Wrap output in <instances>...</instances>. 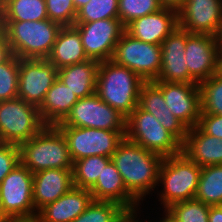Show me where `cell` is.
Returning a JSON list of instances; mask_svg holds the SVG:
<instances>
[{
  "label": "cell",
  "instance_id": "1",
  "mask_svg": "<svg viewBox=\"0 0 222 222\" xmlns=\"http://www.w3.org/2000/svg\"><path fill=\"white\" fill-rule=\"evenodd\" d=\"M163 157L146 150L128 139L118 145L111 157L127 191L141 204L155 188L158 189V177ZM157 186V187H156Z\"/></svg>",
  "mask_w": 222,
  "mask_h": 222
},
{
  "label": "cell",
  "instance_id": "2",
  "mask_svg": "<svg viewBox=\"0 0 222 222\" xmlns=\"http://www.w3.org/2000/svg\"><path fill=\"white\" fill-rule=\"evenodd\" d=\"M145 81L134 71L112 60L99 62L96 94L126 118L138 106L140 89Z\"/></svg>",
  "mask_w": 222,
  "mask_h": 222
},
{
  "label": "cell",
  "instance_id": "3",
  "mask_svg": "<svg viewBox=\"0 0 222 222\" xmlns=\"http://www.w3.org/2000/svg\"><path fill=\"white\" fill-rule=\"evenodd\" d=\"M20 163L33 174L45 169L72 170L66 138L56 125H45L19 146Z\"/></svg>",
  "mask_w": 222,
  "mask_h": 222
},
{
  "label": "cell",
  "instance_id": "4",
  "mask_svg": "<svg viewBox=\"0 0 222 222\" xmlns=\"http://www.w3.org/2000/svg\"><path fill=\"white\" fill-rule=\"evenodd\" d=\"M61 27L50 19L4 21L5 37L19 59H47Z\"/></svg>",
  "mask_w": 222,
  "mask_h": 222
},
{
  "label": "cell",
  "instance_id": "5",
  "mask_svg": "<svg viewBox=\"0 0 222 222\" xmlns=\"http://www.w3.org/2000/svg\"><path fill=\"white\" fill-rule=\"evenodd\" d=\"M201 170L182 152L163 159L158 177V186L161 184L163 189L157 195L164 211L177 202L195 198Z\"/></svg>",
  "mask_w": 222,
  "mask_h": 222
},
{
  "label": "cell",
  "instance_id": "6",
  "mask_svg": "<svg viewBox=\"0 0 222 222\" xmlns=\"http://www.w3.org/2000/svg\"><path fill=\"white\" fill-rule=\"evenodd\" d=\"M125 138L163 158L182 152V144L158 122L154 115L138 106L126 118Z\"/></svg>",
  "mask_w": 222,
  "mask_h": 222
},
{
  "label": "cell",
  "instance_id": "7",
  "mask_svg": "<svg viewBox=\"0 0 222 222\" xmlns=\"http://www.w3.org/2000/svg\"><path fill=\"white\" fill-rule=\"evenodd\" d=\"M39 108L20 98L0 101V141L19 146L43 127Z\"/></svg>",
  "mask_w": 222,
  "mask_h": 222
},
{
  "label": "cell",
  "instance_id": "8",
  "mask_svg": "<svg viewBox=\"0 0 222 222\" xmlns=\"http://www.w3.org/2000/svg\"><path fill=\"white\" fill-rule=\"evenodd\" d=\"M111 60L134 71L144 81H154L162 65L161 45L137 40L124 32L115 46Z\"/></svg>",
  "mask_w": 222,
  "mask_h": 222
},
{
  "label": "cell",
  "instance_id": "9",
  "mask_svg": "<svg viewBox=\"0 0 222 222\" xmlns=\"http://www.w3.org/2000/svg\"><path fill=\"white\" fill-rule=\"evenodd\" d=\"M66 138L71 158L74 161L90 156L111 158L124 140L126 131L74 126H57Z\"/></svg>",
  "mask_w": 222,
  "mask_h": 222
},
{
  "label": "cell",
  "instance_id": "10",
  "mask_svg": "<svg viewBox=\"0 0 222 222\" xmlns=\"http://www.w3.org/2000/svg\"><path fill=\"white\" fill-rule=\"evenodd\" d=\"M56 126L126 131V117L94 93L79 99L67 117Z\"/></svg>",
  "mask_w": 222,
  "mask_h": 222
},
{
  "label": "cell",
  "instance_id": "11",
  "mask_svg": "<svg viewBox=\"0 0 222 222\" xmlns=\"http://www.w3.org/2000/svg\"><path fill=\"white\" fill-rule=\"evenodd\" d=\"M0 204L8 218L33 217V173L21 163L0 183Z\"/></svg>",
  "mask_w": 222,
  "mask_h": 222
},
{
  "label": "cell",
  "instance_id": "12",
  "mask_svg": "<svg viewBox=\"0 0 222 222\" xmlns=\"http://www.w3.org/2000/svg\"><path fill=\"white\" fill-rule=\"evenodd\" d=\"M57 77L58 69L47 59H19L17 98L39 108Z\"/></svg>",
  "mask_w": 222,
  "mask_h": 222
},
{
  "label": "cell",
  "instance_id": "13",
  "mask_svg": "<svg viewBox=\"0 0 222 222\" xmlns=\"http://www.w3.org/2000/svg\"><path fill=\"white\" fill-rule=\"evenodd\" d=\"M82 39L85 54L96 61L111 60L125 26L119 19H103L73 25Z\"/></svg>",
  "mask_w": 222,
  "mask_h": 222
},
{
  "label": "cell",
  "instance_id": "14",
  "mask_svg": "<svg viewBox=\"0 0 222 222\" xmlns=\"http://www.w3.org/2000/svg\"><path fill=\"white\" fill-rule=\"evenodd\" d=\"M178 24L190 33L222 36V0H186L177 10Z\"/></svg>",
  "mask_w": 222,
  "mask_h": 222
},
{
  "label": "cell",
  "instance_id": "15",
  "mask_svg": "<svg viewBox=\"0 0 222 222\" xmlns=\"http://www.w3.org/2000/svg\"><path fill=\"white\" fill-rule=\"evenodd\" d=\"M220 43L219 37L188 32L184 54L189 70V83L199 84L216 73Z\"/></svg>",
  "mask_w": 222,
  "mask_h": 222
},
{
  "label": "cell",
  "instance_id": "16",
  "mask_svg": "<svg viewBox=\"0 0 222 222\" xmlns=\"http://www.w3.org/2000/svg\"><path fill=\"white\" fill-rule=\"evenodd\" d=\"M167 107L188 129L198 125L201 115L199 84L153 81Z\"/></svg>",
  "mask_w": 222,
  "mask_h": 222
},
{
  "label": "cell",
  "instance_id": "17",
  "mask_svg": "<svg viewBox=\"0 0 222 222\" xmlns=\"http://www.w3.org/2000/svg\"><path fill=\"white\" fill-rule=\"evenodd\" d=\"M187 38L188 31L178 26L161 43L162 65L154 81L189 83L184 54Z\"/></svg>",
  "mask_w": 222,
  "mask_h": 222
},
{
  "label": "cell",
  "instance_id": "18",
  "mask_svg": "<svg viewBox=\"0 0 222 222\" xmlns=\"http://www.w3.org/2000/svg\"><path fill=\"white\" fill-rule=\"evenodd\" d=\"M178 26L177 10L163 7L155 13L134 19L125 26V32L137 40L161 45Z\"/></svg>",
  "mask_w": 222,
  "mask_h": 222
},
{
  "label": "cell",
  "instance_id": "19",
  "mask_svg": "<svg viewBox=\"0 0 222 222\" xmlns=\"http://www.w3.org/2000/svg\"><path fill=\"white\" fill-rule=\"evenodd\" d=\"M138 107L154 115L181 144L185 142L188 128L167 107L162 90L153 81L143 83L139 93Z\"/></svg>",
  "mask_w": 222,
  "mask_h": 222
},
{
  "label": "cell",
  "instance_id": "20",
  "mask_svg": "<svg viewBox=\"0 0 222 222\" xmlns=\"http://www.w3.org/2000/svg\"><path fill=\"white\" fill-rule=\"evenodd\" d=\"M73 185L72 170L45 169L33 174V204L38 213L68 192Z\"/></svg>",
  "mask_w": 222,
  "mask_h": 222
},
{
  "label": "cell",
  "instance_id": "21",
  "mask_svg": "<svg viewBox=\"0 0 222 222\" xmlns=\"http://www.w3.org/2000/svg\"><path fill=\"white\" fill-rule=\"evenodd\" d=\"M93 200L89 190L72 187L59 199L43 207L37 216L41 222H72L89 207Z\"/></svg>",
  "mask_w": 222,
  "mask_h": 222
},
{
  "label": "cell",
  "instance_id": "22",
  "mask_svg": "<svg viewBox=\"0 0 222 222\" xmlns=\"http://www.w3.org/2000/svg\"><path fill=\"white\" fill-rule=\"evenodd\" d=\"M182 153L200 167L222 164V139L205 134L198 126L189 128Z\"/></svg>",
  "mask_w": 222,
  "mask_h": 222
},
{
  "label": "cell",
  "instance_id": "23",
  "mask_svg": "<svg viewBox=\"0 0 222 222\" xmlns=\"http://www.w3.org/2000/svg\"><path fill=\"white\" fill-rule=\"evenodd\" d=\"M89 191L94 200L114 201L126 209H135L141 205L127 191L123 178L112 160L107 163L96 184Z\"/></svg>",
  "mask_w": 222,
  "mask_h": 222
},
{
  "label": "cell",
  "instance_id": "24",
  "mask_svg": "<svg viewBox=\"0 0 222 222\" xmlns=\"http://www.w3.org/2000/svg\"><path fill=\"white\" fill-rule=\"evenodd\" d=\"M88 59L79 31L74 26H62L47 60L60 69Z\"/></svg>",
  "mask_w": 222,
  "mask_h": 222
},
{
  "label": "cell",
  "instance_id": "25",
  "mask_svg": "<svg viewBox=\"0 0 222 222\" xmlns=\"http://www.w3.org/2000/svg\"><path fill=\"white\" fill-rule=\"evenodd\" d=\"M78 100L76 94L57 78L39 107L41 120L45 125L61 123Z\"/></svg>",
  "mask_w": 222,
  "mask_h": 222
},
{
  "label": "cell",
  "instance_id": "26",
  "mask_svg": "<svg viewBox=\"0 0 222 222\" xmlns=\"http://www.w3.org/2000/svg\"><path fill=\"white\" fill-rule=\"evenodd\" d=\"M99 61L88 59L58 69V79L76 94L78 99L96 92Z\"/></svg>",
  "mask_w": 222,
  "mask_h": 222
},
{
  "label": "cell",
  "instance_id": "27",
  "mask_svg": "<svg viewBox=\"0 0 222 222\" xmlns=\"http://www.w3.org/2000/svg\"><path fill=\"white\" fill-rule=\"evenodd\" d=\"M195 199L209 206L222 205V164L202 167Z\"/></svg>",
  "mask_w": 222,
  "mask_h": 222
},
{
  "label": "cell",
  "instance_id": "28",
  "mask_svg": "<svg viewBox=\"0 0 222 222\" xmlns=\"http://www.w3.org/2000/svg\"><path fill=\"white\" fill-rule=\"evenodd\" d=\"M48 19L45 0H4V21Z\"/></svg>",
  "mask_w": 222,
  "mask_h": 222
},
{
  "label": "cell",
  "instance_id": "29",
  "mask_svg": "<svg viewBox=\"0 0 222 222\" xmlns=\"http://www.w3.org/2000/svg\"><path fill=\"white\" fill-rule=\"evenodd\" d=\"M110 160L109 157L90 156L74 161L72 168L74 187L90 190Z\"/></svg>",
  "mask_w": 222,
  "mask_h": 222
},
{
  "label": "cell",
  "instance_id": "30",
  "mask_svg": "<svg viewBox=\"0 0 222 222\" xmlns=\"http://www.w3.org/2000/svg\"><path fill=\"white\" fill-rule=\"evenodd\" d=\"M127 209L114 201L93 200L72 222H120Z\"/></svg>",
  "mask_w": 222,
  "mask_h": 222
},
{
  "label": "cell",
  "instance_id": "31",
  "mask_svg": "<svg viewBox=\"0 0 222 222\" xmlns=\"http://www.w3.org/2000/svg\"><path fill=\"white\" fill-rule=\"evenodd\" d=\"M210 206L197 199L177 202L164 213L173 222H208Z\"/></svg>",
  "mask_w": 222,
  "mask_h": 222
},
{
  "label": "cell",
  "instance_id": "32",
  "mask_svg": "<svg viewBox=\"0 0 222 222\" xmlns=\"http://www.w3.org/2000/svg\"><path fill=\"white\" fill-rule=\"evenodd\" d=\"M201 113L222 115V77L214 74L199 83Z\"/></svg>",
  "mask_w": 222,
  "mask_h": 222
},
{
  "label": "cell",
  "instance_id": "33",
  "mask_svg": "<svg viewBox=\"0 0 222 222\" xmlns=\"http://www.w3.org/2000/svg\"><path fill=\"white\" fill-rule=\"evenodd\" d=\"M119 19L118 0H90L77 11L75 23Z\"/></svg>",
  "mask_w": 222,
  "mask_h": 222
},
{
  "label": "cell",
  "instance_id": "34",
  "mask_svg": "<svg viewBox=\"0 0 222 222\" xmlns=\"http://www.w3.org/2000/svg\"><path fill=\"white\" fill-rule=\"evenodd\" d=\"M163 6L159 0H118V15L126 26L136 18L155 13Z\"/></svg>",
  "mask_w": 222,
  "mask_h": 222
},
{
  "label": "cell",
  "instance_id": "35",
  "mask_svg": "<svg viewBox=\"0 0 222 222\" xmlns=\"http://www.w3.org/2000/svg\"><path fill=\"white\" fill-rule=\"evenodd\" d=\"M19 58L13 55L0 64V101L12 100L18 96Z\"/></svg>",
  "mask_w": 222,
  "mask_h": 222
},
{
  "label": "cell",
  "instance_id": "36",
  "mask_svg": "<svg viewBox=\"0 0 222 222\" xmlns=\"http://www.w3.org/2000/svg\"><path fill=\"white\" fill-rule=\"evenodd\" d=\"M48 19L61 26H73L77 11L73 0H45Z\"/></svg>",
  "mask_w": 222,
  "mask_h": 222
},
{
  "label": "cell",
  "instance_id": "37",
  "mask_svg": "<svg viewBox=\"0 0 222 222\" xmlns=\"http://www.w3.org/2000/svg\"><path fill=\"white\" fill-rule=\"evenodd\" d=\"M20 163L19 147L0 143V183Z\"/></svg>",
  "mask_w": 222,
  "mask_h": 222
},
{
  "label": "cell",
  "instance_id": "38",
  "mask_svg": "<svg viewBox=\"0 0 222 222\" xmlns=\"http://www.w3.org/2000/svg\"><path fill=\"white\" fill-rule=\"evenodd\" d=\"M197 126L205 134L222 139V115L201 113Z\"/></svg>",
  "mask_w": 222,
  "mask_h": 222
},
{
  "label": "cell",
  "instance_id": "39",
  "mask_svg": "<svg viewBox=\"0 0 222 222\" xmlns=\"http://www.w3.org/2000/svg\"><path fill=\"white\" fill-rule=\"evenodd\" d=\"M12 56L11 47L5 37V30L0 28V64L8 61Z\"/></svg>",
  "mask_w": 222,
  "mask_h": 222
},
{
  "label": "cell",
  "instance_id": "40",
  "mask_svg": "<svg viewBox=\"0 0 222 222\" xmlns=\"http://www.w3.org/2000/svg\"><path fill=\"white\" fill-rule=\"evenodd\" d=\"M141 207L139 208H135V209H127L121 219H120V222H142L143 220L141 219V221H139V218L138 217V214L139 213V210H140ZM138 213V214H137ZM137 218V219H136ZM153 220H147V221H143V222H152ZM154 222V221H153ZM155 222H160L159 220L158 221H155Z\"/></svg>",
  "mask_w": 222,
  "mask_h": 222
},
{
  "label": "cell",
  "instance_id": "41",
  "mask_svg": "<svg viewBox=\"0 0 222 222\" xmlns=\"http://www.w3.org/2000/svg\"><path fill=\"white\" fill-rule=\"evenodd\" d=\"M208 222H222V205L210 206Z\"/></svg>",
  "mask_w": 222,
  "mask_h": 222
},
{
  "label": "cell",
  "instance_id": "42",
  "mask_svg": "<svg viewBox=\"0 0 222 222\" xmlns=\"http://www.w3.org/2000/svg\"><path fill=\"white\" fill-rule=\"evenodd\" d=\"M186 0H159L163 7L178 10Z\"/></svg>",
  "mask_w": 222,
  "mask_h": 222
},
{
  "label": "cell",
  "instance_id": "43",
  "mask_svg": "<svg viewBox=\"0 0 222 222\" xmlns=\"http://www.w3.org/2000/svg\"><path fill=\"white\" fill-rule=\"evenodd\" d=\"M216 75L222 77V42L217 51Z\"/></svg>",
  "mask_w": 222,
  "mask_h": 222
},
{
  "label": "cell",
  "instance_id": "44",
  "mask_svg": "<svg viewBox=\"0 0 222 222\" xmlns=\"http://www.w3.org/2000/svg\"><path fill=\"white\" fill-rule=\"evenodd\" d=\"M7 222H41V220L36 215L33 217L9 218Z\"/></svg>",
  "mask_w": 222,
  "mask_h": 222
},
{
  "label": "cell",
  "instance_id": "45",
  "mask_svg": "<svg viewBox=\"0 0 222 222\" xmlns=\"http://www.w3.org/2000/svg\"><path fill=\"white\" fill-rule=\"evenodd\" d=\"M0 28H4V0H0Z\"/></svg>",
  "mask_w": 222,
  "mask_h": 222
},
{
  "label": "cell",
  "instance_id": "46",
  "mask_svg": "<svg viewBox=\"0 0 222 222\" xmlns=\"http://www.w3.org/2000/svg\"><path fill=\"white\" fill-rule=\"evenodd\" d=\"M90 0H73L76 11H78L82 6L87 4Z\"/></svg>",
  "mask_w": 222,
  "mask_h": 222
},
{
  "label": "cell",
  "instance_id": "47",
  "mask_svg": "<svg viewBox=\"0 0 222 222\" xmlns=\"http://www.w3.org/2000/svg\"><path fill=\"white\" fill-rule=\"evenodd\" d=\"M7 215L3 212L2 206L0 204V222H7L8 221Z\"/></svg>",
  "mask_w": 222,
  "mask_h": 222
},
{
  "label": "cell",
  "instance_id": "48",
  "mask_svg": "<svg viewBox=\"0 0 222 222\" xmlns=\"http://www.w3.org/2000/svg\"><path fill=\"white\" fill-rule=\"evenodd\" d=\"M163 217L160 218V222H173L164 212H163Z\"/></svg>",
  "mask_w": 222,
  "mask_h": 222
}]
</instances>
